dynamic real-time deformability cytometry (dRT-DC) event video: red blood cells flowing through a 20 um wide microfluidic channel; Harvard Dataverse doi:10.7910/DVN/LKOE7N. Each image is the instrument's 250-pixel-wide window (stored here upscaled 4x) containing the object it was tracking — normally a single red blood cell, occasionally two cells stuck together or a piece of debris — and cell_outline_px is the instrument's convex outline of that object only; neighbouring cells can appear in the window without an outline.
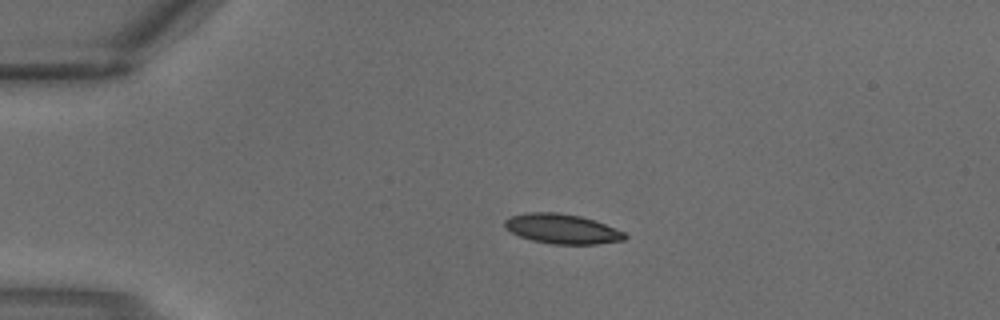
{"species": "common noctule bat (a hibernating species)", "species_latin": "Nyctalus noctula", "temperature_condition": "warm", "stored_images_in_passage": 2, "camera_frame_rate_fps": 3000, "um_per_image_px": 0.085, "animal": {"sex": "male", "body_mass_g": 18.8}, "frame": {"image": 1, "passage_image": 1, "time_ms": 0.0, "image_size_px": [1000, 320], "cell_outline_px": [[628, 236], [624, 240], [596, 244], [552, 244], [532, 240], [520, 236], [504, 228], [504, 220], [512, 216], [528, 212], [556, 212], [580, 216], [604, 224], [624, 232]], "centroid_in_image_um": [47.76, 19.45], "position_along_channel_um": 37.2, "area_um2": 20.63}}